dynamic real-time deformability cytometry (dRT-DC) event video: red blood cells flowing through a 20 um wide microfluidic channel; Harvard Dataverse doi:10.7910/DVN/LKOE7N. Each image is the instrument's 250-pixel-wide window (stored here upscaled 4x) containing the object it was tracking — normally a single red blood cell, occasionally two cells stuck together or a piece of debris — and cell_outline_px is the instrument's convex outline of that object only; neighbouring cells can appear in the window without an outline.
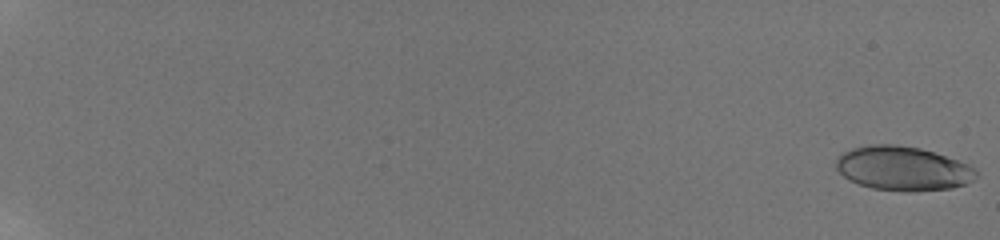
{"species": "human", "species_latin": "Homo sapiens", "temperature_condition": "room temperature", "stored_images_in_passage": 50, "camera_frame_rate_fps": 3000, "um_per_image_px": 0.085, "donor": {"sex": "male"}, "frame": {"image": 1, "passage_image": 1, "time_ms": 0.0, "image_size_px": [1000, 240], "cell_outline_px": [[976, 176], [972, 180], [964, 184], [952, 188], [912, 192], [904, 192], [872, 188], [860, 184], [844, 176], [836, 168], [836, 156], [852, 148], [868, 144], [896, 144], [920, 148], [968, 164], [976, 168]], "centroid_in_image_um": [76.72, 14.32], "position_along_channel_um": 8.3, "area_um2": 36.01}}
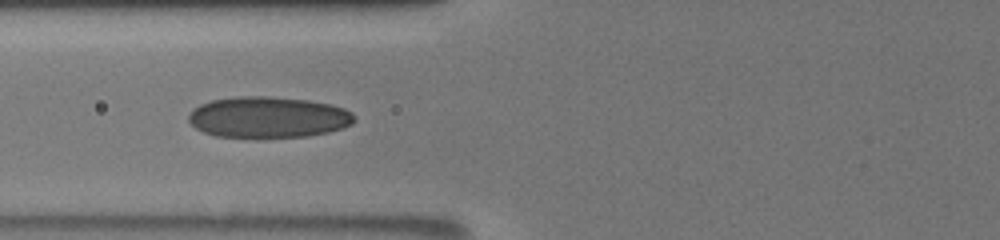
{"frame": {"image": 2, "passage_image": 21, "time_ms": 9.0, "image_size_px": [1000, 240], "cell_outline_px": [[356, 120], [352, 124], [344, 128], [328, 132], [308, 136], [216, 136], [204, 132], [196, 128], [188, 120], [188, 116], [192, 108], [200, 104], [212, 100], [236, 96], [268, 96], [308, 100], [328, 104], [344, 108], [352, 112]], "centroid_in_image_um": [22.8, 9.94], "position_along_channel_um": 103.0, "area_um2": 39.48}}
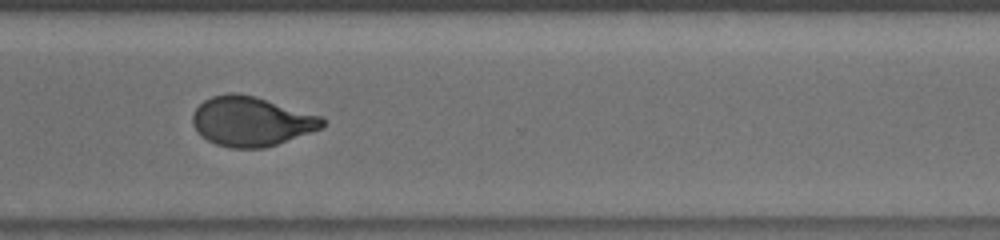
{"frame": {"image": 3, "passage_image": 40, "time_ms": 15.333, "image_size_px": [1000, 240], "cell_outline_px": [[324, 124], [320, 128], [276, 144], [264, 148], [232, 148], [216, 144], [208, 140], [192, 124], [192, 112], [204, 100], [212, 96], [228, 92], [236, 92], [256, 96], [324, 116]], "centroid_in_image_um": [21.36, 10.28], "position_along_channel_um": 349.2, "area_um2": 37.4}, "authors_computed_cell_mechanics": {"area_um2": 37.2232, "velocity_mm_per_s": 3.8852, "shape_relaxation_time_tau1_ms": 9.2997, "shape_relaxation_time_tau2_ms": 1.073, "deformation_change_tau1": 0.2401, "deformation_change_tau2": 0.0729}}